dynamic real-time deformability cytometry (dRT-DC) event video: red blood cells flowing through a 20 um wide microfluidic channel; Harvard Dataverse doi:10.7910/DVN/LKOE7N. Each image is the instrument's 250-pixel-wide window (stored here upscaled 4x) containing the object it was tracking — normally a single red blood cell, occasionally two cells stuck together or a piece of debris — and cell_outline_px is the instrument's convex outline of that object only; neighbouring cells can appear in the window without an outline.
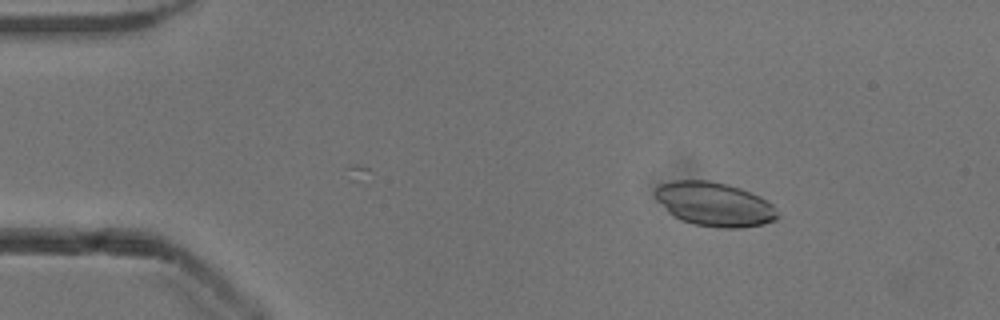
{"species": "common noctule bat (a hibernating species)", "species_latin": "Nyctalus noctula", "temperature_condition": "cold", "stored_images_in_passage": 42, "camera_frame_rate_fps": 3000, "um_per_image_px": 0.085, "animal": {"sex": "male", "body_mass_g": 13.3}, "frame": {"image": 1, "passage_image": 3, "time_ms": 0.667, "image_size_px": [1000, 320], "cell_outline_px": [[780, 216], [776, 220], [764, 224], [740, 228], [720, 228], [692, 224], [680, 220], [668, 212], [656, 200], [656, 188], [660, 184], [672, 180], [708, 180], [728, 184], [740, 188], [760, 196], [772, 204]], "centroid_in_image_um": [60.73, 17.36], "position_along_channel_um": 24.3, "area_um2": 31.62}}
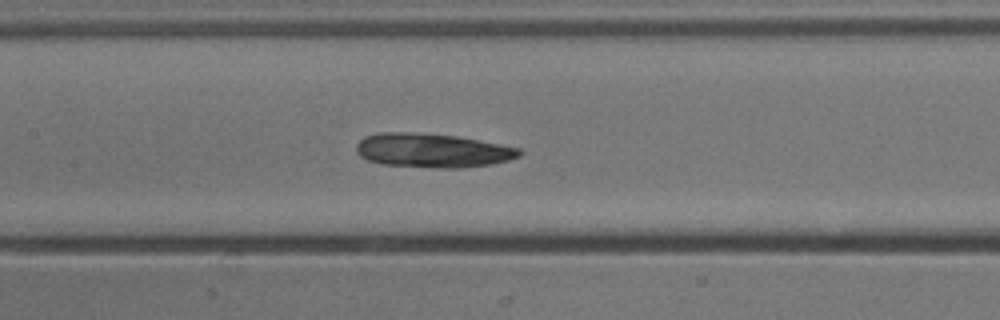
{"frame": {"image": 2, "passage_image": 20, "time_ms": 6.333, "image_size_px": [1000, 320], "cell_outline_px": [[524, 152], [520, 156], [508, 160], [492, 164], [460, 168], [432, 168], [380, 164], [368, 160], [360, 156], [356, 152], [356, 144], [364, 136], [376, 132], [412, 132], [456, 136], [500, 144], [520, 148]], "centroid_in_image_um": [36.73, 12.79], "position_along_channel_um": 170.7, "area_um2": 32.66}}
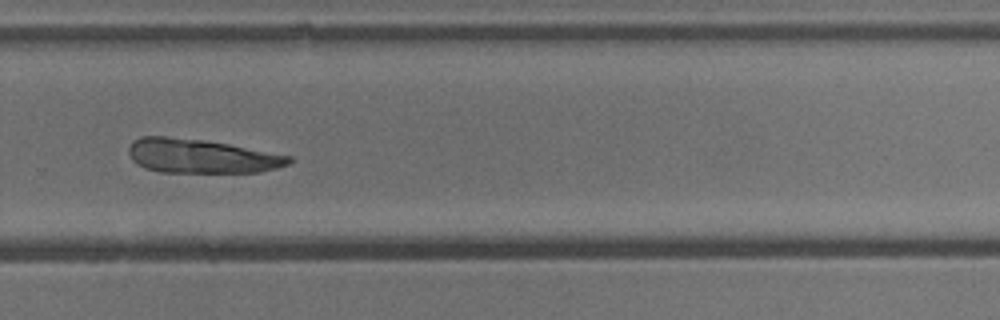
{"frame": {"image": 3, "passage_image": 31, "time_ms": 10.0, "image_size_px": [1000, 320], "cell_outline_px": [[292, 160], [288, 164], [276, 168], [260, 172], [160, 172], [144, 168], [136, 164], [132, 160], [128, 152], [128, 148], [140, 136], [164, 136], [204, 140], [228, 144], [292, 156]], "centroid_in_image_um": [17.08, 13.27], "position_along_channel_um": 312.7, "area_um2": 31.67}}